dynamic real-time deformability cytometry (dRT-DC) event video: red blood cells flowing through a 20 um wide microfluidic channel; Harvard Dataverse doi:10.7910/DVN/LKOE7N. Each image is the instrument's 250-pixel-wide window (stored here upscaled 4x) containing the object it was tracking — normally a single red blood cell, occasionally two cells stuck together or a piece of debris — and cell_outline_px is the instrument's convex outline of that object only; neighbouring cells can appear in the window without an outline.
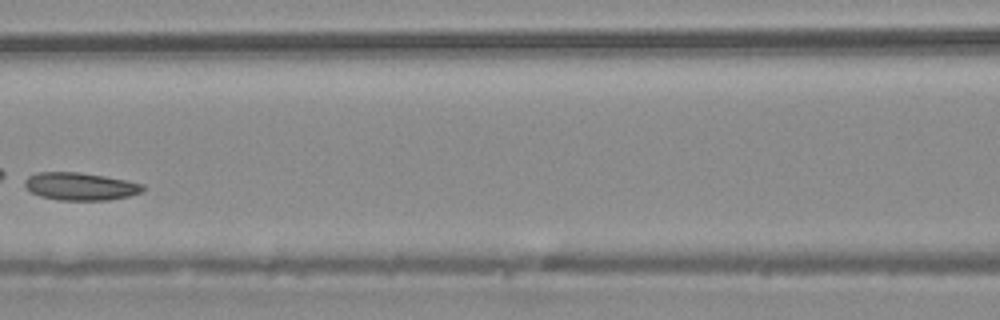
{"species": "common noctule bat (a hibernating species)", "species_latin": "Nyctalus noctula", "temperature_condition": "warm", "stored_images_in_passage": 6, "camera_frame_rate_fps": 3000, "um_per_image_px": 0.085, "animal": {"sex": "male", "body_mass_g": 20.4}, "frame": {"image": 1, "passage_image": 6, "time_ms": 1.667, "image_size_px": [1000, 320], "cell_outline_px": [[144, 188], [140, 192], [128, 196], [108, 200], [56, 200], [40, 196], [32, 192], [24, 184], [24, 180], [28, 176], [36, 172], [76, 172], [104, 176], [144, 184]], "centroid_in_image_um": [6.79, 15.84], "position_along_channel_um": 159.8, "area_um2": 18.9}}